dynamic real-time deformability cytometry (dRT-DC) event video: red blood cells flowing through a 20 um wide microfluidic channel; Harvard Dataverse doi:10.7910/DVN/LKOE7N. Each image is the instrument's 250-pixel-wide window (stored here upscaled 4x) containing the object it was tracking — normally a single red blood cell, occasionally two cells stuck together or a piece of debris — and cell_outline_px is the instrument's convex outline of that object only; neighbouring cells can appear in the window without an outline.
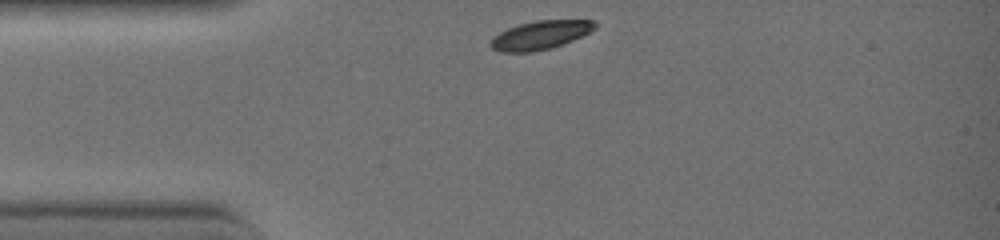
{"species": "common noctule bat (a hibernating species)", "species_latin": "Nyctalus noctula", "temperature_condition": "warm", "stored_images_in_passage": 29, "camera_frame_rate_fps": 3000, "um_per_image_px": 0.085, "animal": {"sex": "female", "body_mass_g": 19.0, "forearm_length_mm": 51.5}, "frame": {"image": 1, "passage_image": 1, "time_ms": 0.0, "image_size_px": [1000, 240], "cell_outline_px": [[596, 28], [572, 40], [552, 48], [532, 52], [500, 52], [492, 48], [488, 44], [492, 36], [508, 28], [520, 24], [536, 20], [592, 20], [596, 24]], "centroid_in_image_um": [45.87, 2.99], "position_along_channel_um": 39.1, "area_um2": 17.34}}
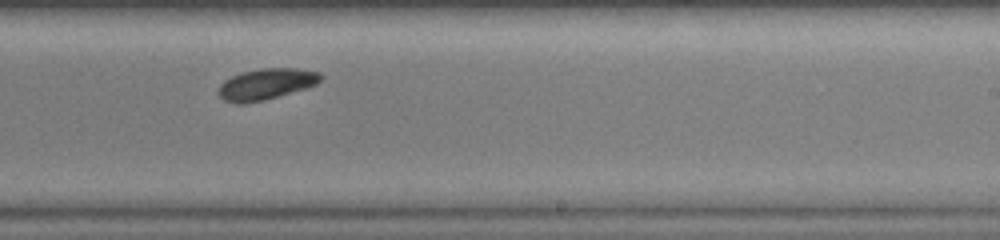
{"frame": {"image": 2, "passage_image": 18, "time_ms": 5.667, "image_size_px": [1000, 240], "cell_outline_px": [[324, 76], [316, 84], [308, 88], [264, 100], [244, 104], [236, 104], [224, 100], [216, 92], [220, 84], [224, 80], [232, 76], [244, 72], [260, 68], [296, 68], [320, 72]], "centroid_in_image_um": [22.62, 7.15], "position_along_channel_um": 266.4, "area_um2": 18.73}}
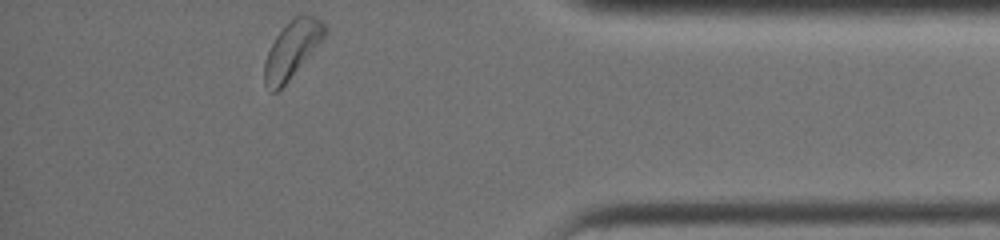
{"frame": {"image": 3, "passage_image": 29, "time_ms": 9.333, "image_size_px": [1000, 240], "cell_outline_px": [[328, 32], [324, 40], [288, 80], [276, 92], [272, 92], [264, 84], [264, 60], [276, 36], [300, 12], [304, 12], [316, 16], [328, 28]], "centroid_in_image_um": [24.87, 4.17], "position_along_channel_um": 410.3, "area_um2": 20.06}, "authors_computed_cell_mechanics": {"area_um2": 18.7272, "velocity_mm_per_s": 4.4601, "shape_relaxation_time_tau1_ms": 1.4503, "shape_relaxation_time_tau2_ms": null, "deformation_change_tau1": 0.0731, "deformation_change_tau2": null}}